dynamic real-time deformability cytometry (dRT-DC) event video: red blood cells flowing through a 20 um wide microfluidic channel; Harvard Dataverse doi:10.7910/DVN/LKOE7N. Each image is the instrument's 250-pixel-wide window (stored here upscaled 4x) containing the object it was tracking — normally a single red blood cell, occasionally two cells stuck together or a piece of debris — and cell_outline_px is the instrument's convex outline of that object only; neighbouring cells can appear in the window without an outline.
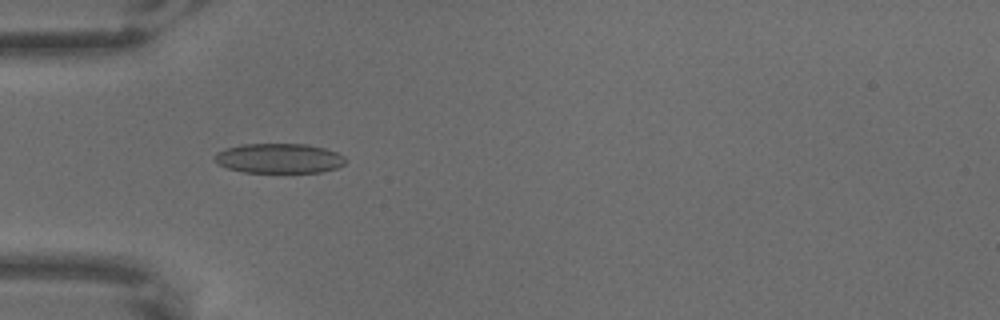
{"species": "common noctule bat (a hibernating species)", "species_latin": "Nyctalus noctula", "temperature_condition": "warm", "stored_images_in_passage": 9, "camera_frame_rate_fps": 3000, "um_per_image_px": 0.085, "animal": {"sex": "male", "body_mass_g": 18.8}, "frame": {"image": 1, "passage_image": 6, "time_ms": 1.667, "image_size_px": [1000, 320], "cell_outline_px": [[344, 164], [336, 168], [320, 172], [244, 172], [228, 168], [216, 164], [212, 156], [216, 152], [224, 148], [240, 144], [304, 144], [324, 148], [336, 152], [344, 156]], "centroid_in_image_um": [23.64, 13.45], "position_along_channel_um": 61.4, "area_um2": 22.77}}
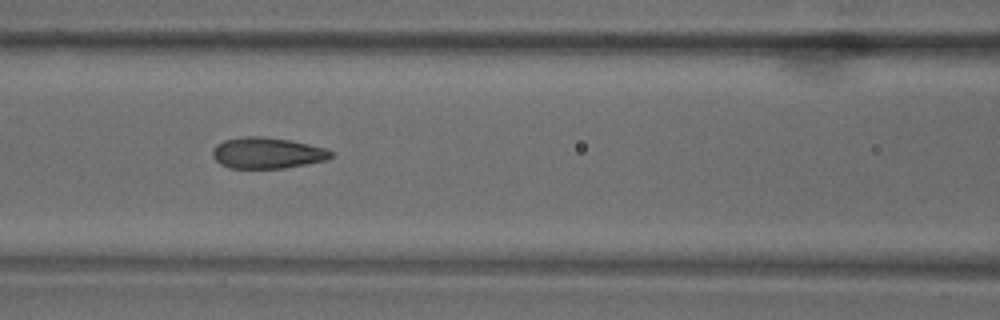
{"frame": {"image": 2, "passage_image": 8, "time_ms": 2.333, "image_size_px": [1000, 320], "cell_outline_px": [[332, 156], [324, 160], [284, 168], [228, 168], [220, 164], [212, 156], [212, 152], [216, 144], [224, 140], [240, 136], [264, 136], [292, 140], [324, 148], [332, 152]], "centroid_in_image_um": [22.65, 12.99], "position_along_channel_um": 143.9, "area_um2": 21.44}}
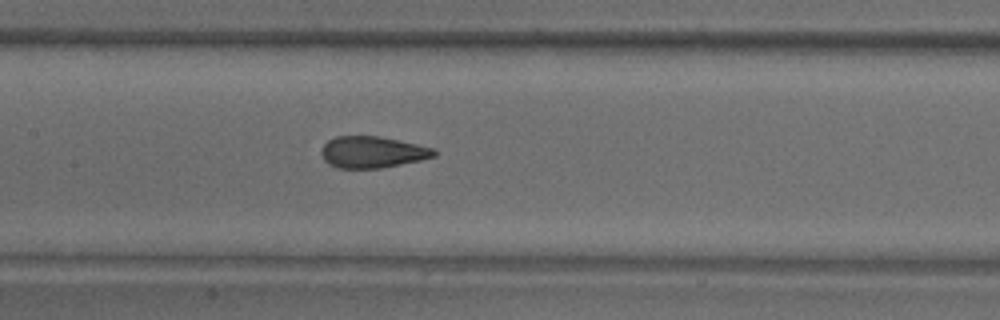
{"frame": {"image": 3, "passage_image": 9, "time_ms": 2.667, "image_size_px": [1000, 320], "cell_outline_px": [[436, 156], [420, 160], [380, 168], [336, 168], [328, 164], [324, 160], [320, 152], [320, 148], [328, 140], [336, 136], [380, 136], [400, 140], [436, 148]], "centroid_in_image_um": [31.64, 12.92], "position_along_channel_um": 175.8, "area_um2": 20.92}}